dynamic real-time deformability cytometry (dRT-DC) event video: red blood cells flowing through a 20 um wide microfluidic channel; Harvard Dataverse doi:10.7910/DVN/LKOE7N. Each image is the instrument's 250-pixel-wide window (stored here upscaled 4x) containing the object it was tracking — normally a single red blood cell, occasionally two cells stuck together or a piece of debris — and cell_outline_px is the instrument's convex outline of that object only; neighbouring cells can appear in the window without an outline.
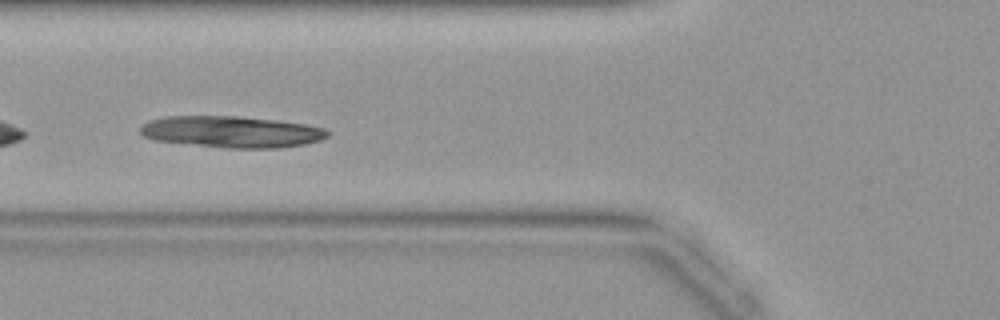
{"species": "common noctule bat (a hibernating species)", "species_latin": "Nyctalus noctula", "temperature_condition": "warm", "stored_images_in_passage": 29, "camera_frame_rate_fps": 3000, "um_per_image_px": 0.085, "animal": {"sex": "female", "body_mass_g": 19.9}, "frame": {"image": 1, "passage_image": 9, "time_ms": 2.667, "image_size_px": [1000, 320], "cell_outline_px": [[328, 136], [320, 140], [304, 144], [276, 148], [224, 148], [152, 140], [144, 136], [140, 132], [140, 128], [148, 120], [164, 116], [240, 116], [276, 120], [304, 124], [324, 128], [328, 132]], "centroid_in_image_um": [19.64, 11.2], "position_along_channel_um": 106.2, "area_um2": 34.45}}